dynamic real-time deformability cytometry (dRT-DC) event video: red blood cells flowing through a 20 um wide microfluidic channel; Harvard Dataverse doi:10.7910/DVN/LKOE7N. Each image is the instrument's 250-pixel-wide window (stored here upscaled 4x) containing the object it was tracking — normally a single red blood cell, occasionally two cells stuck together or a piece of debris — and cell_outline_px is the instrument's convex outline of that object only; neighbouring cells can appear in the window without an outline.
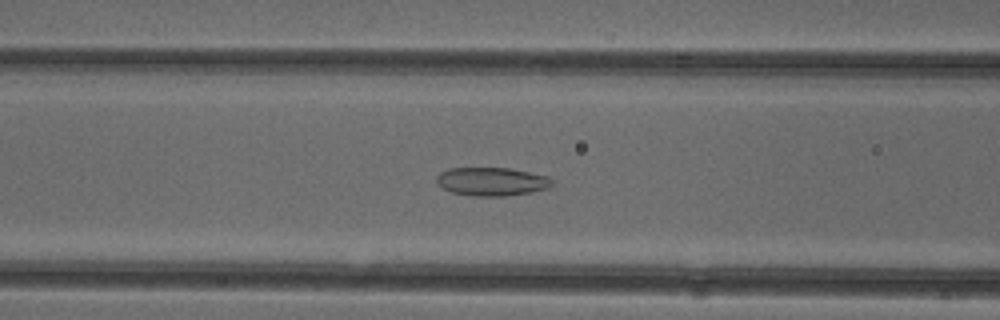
{"species": "common noctule bat (a hibernating species)", "species_latin": "Nyctalus noctula", "temperature_condition": "cold", "stored_images_in_passage": 52, "camera_frame_rate_fps": 3000, "um_per_image_px": 0.085, "animal": {"sex": "female"}, "frame": {"image": 1, "passage_image": 21, "time_ms": 6.667, "image_size_px": [1000, 320], "cell_outline_px": [[556, 184], [548, 188], [532, 192], [504, 196], [472, 196], [452, 192], [436, 184], [436, 176], [440, 172], [448, 168], [512, 168], [548, 176]], "centroid_in_image_um": [41.81, 15.43], "position_along_channel_um": 124.8, "area_um2": 19.36}}
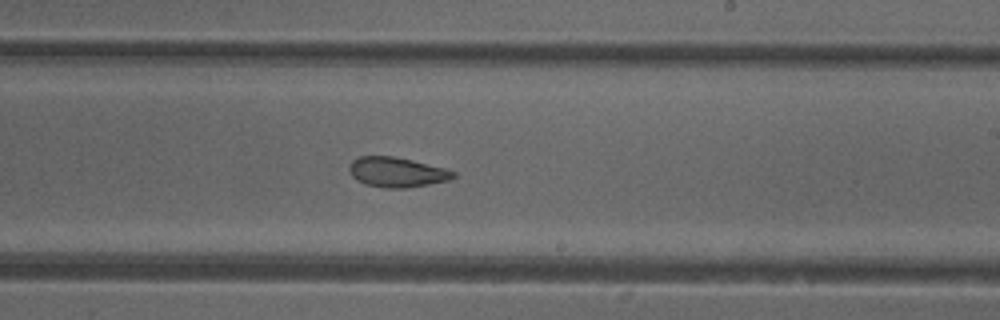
{"frame": {"image": 2, "passage_image": 31, "time_ms": 10.0, "image_size_px": [1000, 320], "cell_outline_px": [[456, 176], [448, 180], [408, 188], [384, 188], [368, 184], [356, 180], [352, 176], [348, 168], [348, 164], [352, 160], [360, 156], [392, 156], [412, 160], [444, 168], [456, 172]], "centroid_in_image_um": [33.7, 14.63], "position_along_channel_um": 255.3, "area_um2": 18.09}}
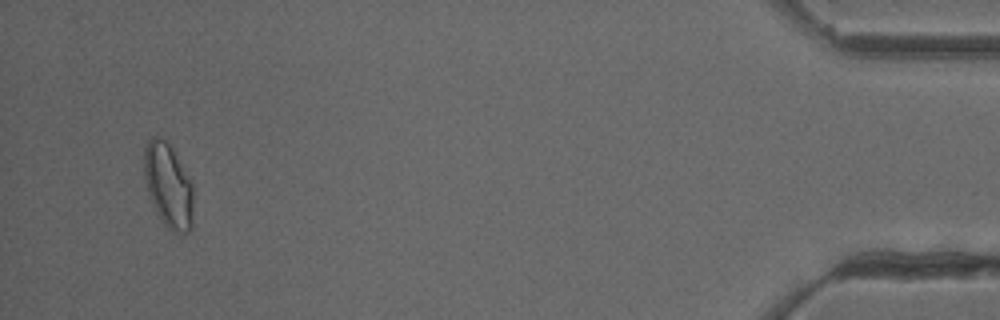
{"frame": {"image": 3, "passage_image": 50, "time_ms": 16.333, "image_size_px": [1000, 320], "cell_outline_px": [[192, 228], [188, 232], [172, 232], [164, 224], [152, 204], [148, 192], [144, 176], [144, 148], [148, 140], [152, 136], [164, 136], [168, 140], [192, 184]], "centroid_in_image_um": [14.29, 15.72], "position_along_channel_um": 420.9, "area_um2": 24.22}, "authors_computed_cell_mechanics": {"area_um2": 20.4612, "velocity_mm_per_s": 3.9182, "shape_relaxation_time_tau1_ms": null, "shape_relaxation_time_tau2_ms": 2.3883, "deformation_change_tau1": null, "deformation_change_tau2": 0.0755}}